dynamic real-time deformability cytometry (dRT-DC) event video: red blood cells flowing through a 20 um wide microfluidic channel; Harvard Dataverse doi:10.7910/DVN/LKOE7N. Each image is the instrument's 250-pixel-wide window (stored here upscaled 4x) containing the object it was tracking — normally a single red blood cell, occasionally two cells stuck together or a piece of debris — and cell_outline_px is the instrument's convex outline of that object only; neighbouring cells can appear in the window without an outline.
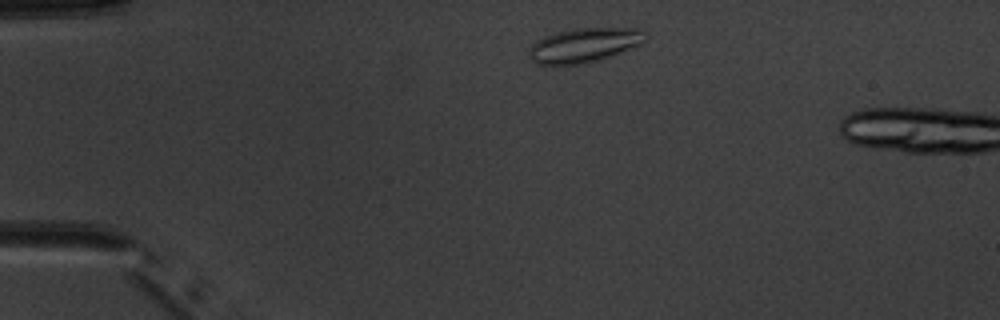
{"species": "common noctule bat (a hibernating species)", "species_latin": "Nyctalus noctula", "temperature_condition": "warm", "stored_images_in_passage": 2, "camera_frame_rate_fps": 3000, "um_per_image_px": 0.085, "animal": {"sex": "male", "body_mass_g": 20.1, "forearm_length_mm": 53.5}, "frame": {"image": 1, "passage_image": 1, "time_ms": 0.0, "image_size_px": [1000, 320], "cell_outline_px": [[648, 40], [640, 44], [620, 52], [584, 64], [536, 64], [528, 56], [528, 48], [536, 40], [544, 36], [556, 32], [572, 28], [640, 28], [648, 36]], "centroid_in_image_um": [49.63, 3.82], "position_along_channel_um": 35.4, "area_um2": 23.35}}